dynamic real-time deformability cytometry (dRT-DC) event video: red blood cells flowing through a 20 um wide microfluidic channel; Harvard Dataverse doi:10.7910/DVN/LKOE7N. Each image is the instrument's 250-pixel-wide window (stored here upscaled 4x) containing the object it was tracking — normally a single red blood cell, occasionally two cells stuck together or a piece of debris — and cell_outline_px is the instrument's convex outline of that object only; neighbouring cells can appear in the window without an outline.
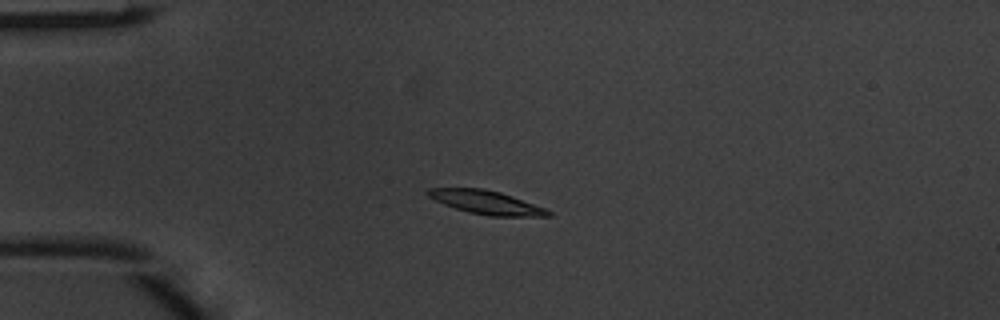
{"species": "common noctule bat (a hibernating species)", "species_latin": "Nyctalus noctula", "temperature_condition": "warm", "stored_images_in_passage": 6, "camera_frame_rate_fps": 3000, "um_per_image_px": 0.085, "animal": {"sex": "male", "body_mass_g": 20.1, "forearm_length_mm": 53.5}, "frame": {"image": 1, "passage_image": 3, "time_ms": 0.667, "image_size_px": [1000, 320], "cell_outline_px": [[552, 216], [488, 216], [468, 212], [444, 204], [428, 196], [424, 192], [428, 188], [484, 188], [500, 192], [512, 196], [544, 208], [552, 212]], "centroid_in_image_um": [41.31, 17.19], "position_along_channel_um": 43.7, "area_um2": 16.42}}
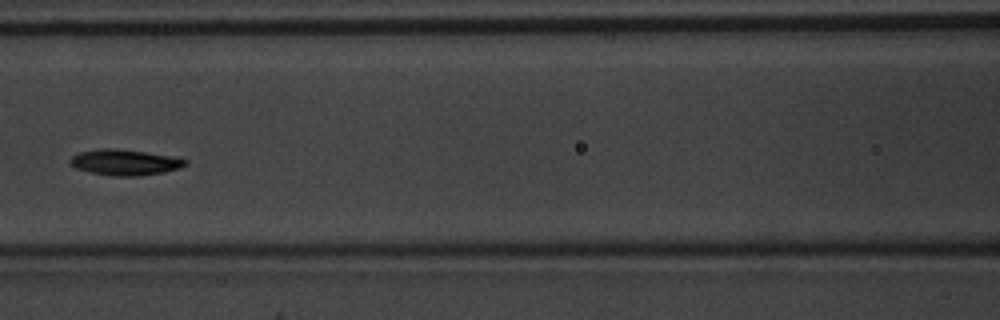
{"frame": {"image": 2, "passage_image": 6, "time_ms": 1.667, "image_size_px": [1000, 320], "cell_outline_px": [[188, 164], [180, 168], [164, 172], [140, 176], [112, 176], [92, 172], [76, 168], [68, 160], [72, 156], [80, 152], [100, 148], [116, 148], [172, 156], [188, 160]], "centroid_in_image_um": [10.64, 13.79], "position_along_channel_um": 156.0, "area_um2": 17.28}}